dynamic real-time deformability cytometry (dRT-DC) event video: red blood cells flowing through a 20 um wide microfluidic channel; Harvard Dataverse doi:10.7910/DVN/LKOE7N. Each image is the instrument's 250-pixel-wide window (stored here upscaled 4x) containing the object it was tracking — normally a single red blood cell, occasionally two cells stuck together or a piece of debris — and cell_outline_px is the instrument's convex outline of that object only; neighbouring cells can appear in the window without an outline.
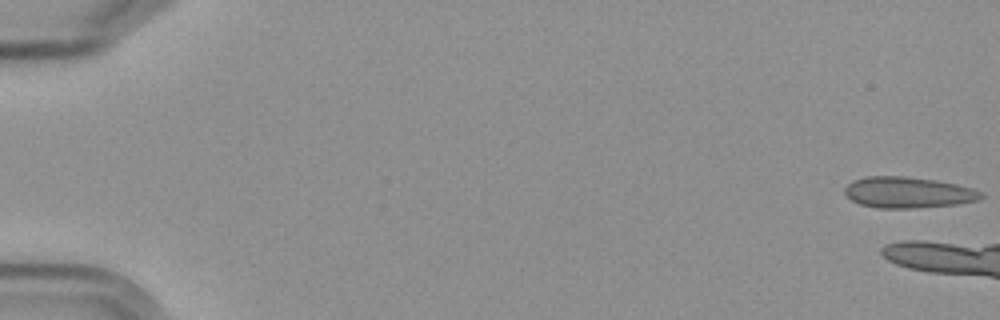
{"species": "Egyptian fruit bat (a non-hibernating species)", "species_latin": "Rousettus aegyptiacus", "temperature_condition": "cold", "stored_images_in_passage": 4, "camera_frame_rate_fps": 3000, "um_per_image_px": 0.085, "frame": {"image": 1, "passage_image": 1, "time_ms": 0.0, "image_size_px": [1000, 320], "cell_outline_px": [[984, 196], [976, 200], [956, 204], [908, 208], [876, 208], [860, 204], [852, 200], [844, 192], [844, 188], [852, 180], [864, 176], [904, 176], [936, 180], [956, 184], [972, 188], [980, 192]], "centroid_in_image_um": [77.13, 16.34], "position_along_channel_um": 7.9, "area_um2": 24.51}}